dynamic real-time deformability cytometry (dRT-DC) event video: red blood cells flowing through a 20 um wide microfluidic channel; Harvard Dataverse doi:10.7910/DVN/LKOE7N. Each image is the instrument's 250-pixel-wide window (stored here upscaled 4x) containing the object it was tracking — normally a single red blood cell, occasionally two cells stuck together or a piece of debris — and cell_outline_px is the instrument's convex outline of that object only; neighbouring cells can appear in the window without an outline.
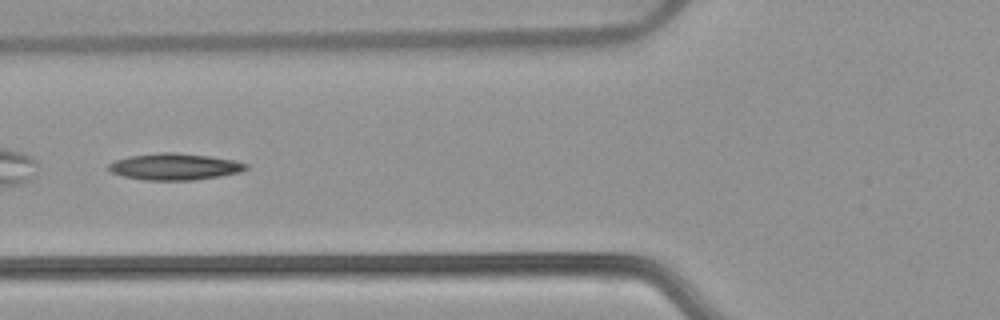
{"species": "common noctule bat (a hibernating species)", "species_latin": "Nyctalus noctula", "temperature_condition": "warm", "stored_images_in_passage": 26, "camera_frame_rate_fps": 3000, "um_per_image_px": 0.085, "animal": {"sex": "female", "body_mass_g": 22.7, "forearm_length_mm": 54.2}, "frame": {"image": 1, "passage_image": 5, "time_ms": 1.333, "image_size_px": [1000, 320], "cell_outline_px": [[248, 168], [240, 172], [220, 176], [192, 180], [144, 180], [124, 176], [112, 172], [108, 168], [108, 164], [116, 160], [132, 156], [160, 152], [176, 152], [208, 156], [232, 160], [248, 164]], "centroid_in_image_um": [14.86, 14.17], "position_along_channel_um": 110.9, "area_um2": 21.04}}
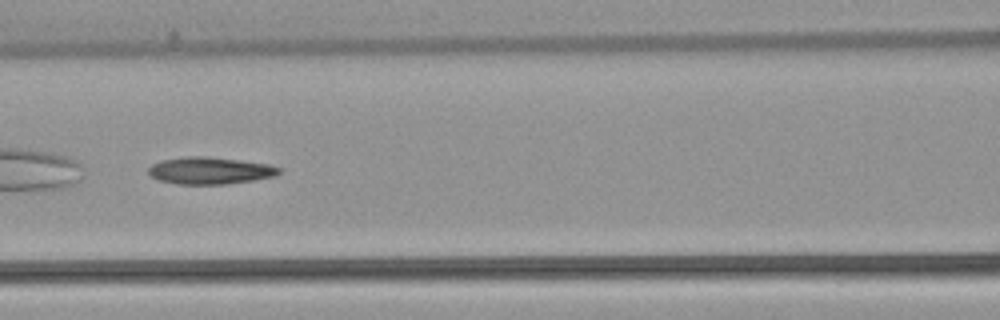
{"frame": {"image": 2, "passage_image": 8, "time_ms": 2.333, "image_size_px": [1000, 320], "cell_outline_px": [[280, 172], [276, 176], [252, 180], [224, 184], [176, 184], [160, 180], [152, 176], [148, 172], [148, 168], [152, 164], [160, 160], [184, 156], [208, 156], [240, 160], [268, 164], [280, 168]], "centroid_in_image_um": [17.82, 14.49], "position_along_channel_um": 148.8, "area_um2": 20.58}, "authors_computed_cell_mechanics": {"area_um2": 21.0392, "velocity_mm_per_s": 3.7619, "shape_relaxation_time_tau1_ms": null, "shape_relaxation_time_tau2_ms": 3.2844, "deformation_change_tau1": null, "deformation_change_tau2": 0.129}}